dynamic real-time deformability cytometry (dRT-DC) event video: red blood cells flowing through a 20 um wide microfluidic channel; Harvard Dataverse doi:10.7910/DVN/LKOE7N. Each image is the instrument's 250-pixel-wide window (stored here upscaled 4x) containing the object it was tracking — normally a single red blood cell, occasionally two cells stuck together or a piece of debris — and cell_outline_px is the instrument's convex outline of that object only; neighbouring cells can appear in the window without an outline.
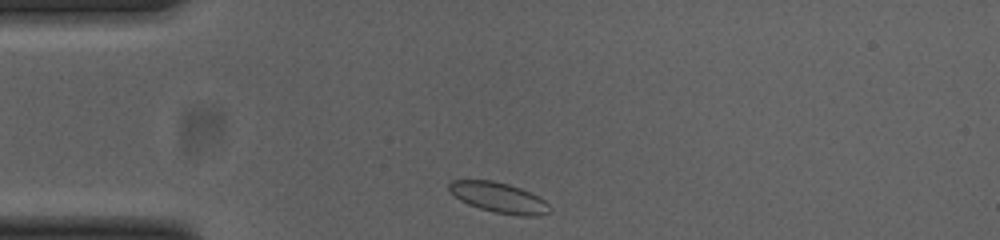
{"species": "common noctule bat (a hibernating species)", "species_latin": "Nyctalus noctula", "temperature_condition": "cold", "stored_images_in_passage": 32, "camera_frame_rate_fps": 3000, "um_per_image_px": 0.085, "animal": {"sex": "female", "body_mass_g": 23.0, "forearm_length_mm": 53.4}, "frame": {"image": 1, "passage_image": 1, "time_ms": 0.0, "image_size_px": [1000, 240], "cell_outline_px": [[552, 212], [540, 216], [520, 216], [496, 212], [480, 208], [468, 204], [460, 200], [448, 188], [448, 184], [452, 180], [492, 180], [508, 184], [520, 188], [544, 200], [552, 208]], "centroid_in_image_um": [42.43, 16.8], "position_along_channel_um": 42.6, "area_um2": 17.63}}
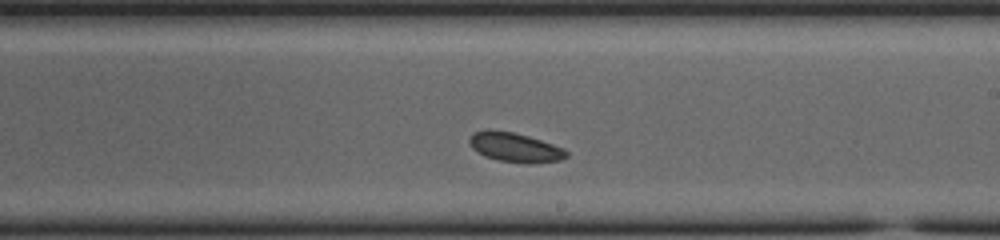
{"frame": {"image": 2, "passage_image": 19, "time_ms": 6.0, "image_size_px": [1000, 240], "cell_outline_px": [[568, 156], [560, 160], [532, 164], [524, 164], [500, 160], [484, 156], [472, 148], [468, 140], [468, 136], [472, 132], [488, 128], [512, 132], [528, 136], [564, 148], [568, 152]], "centroid_in_image_um": [43.74, 12.51], "position_along_channel_um": 245.3, "area_um2": 16.88}}
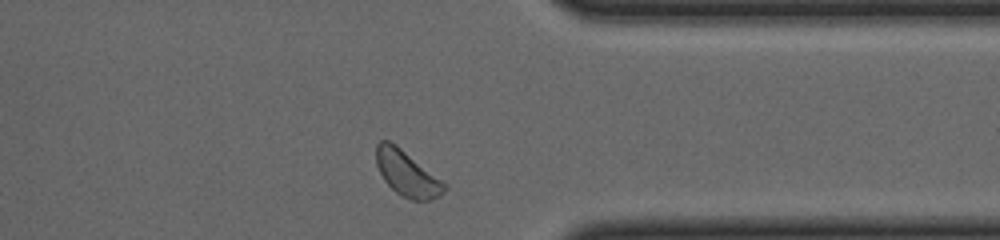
{"frame": {"image": 3, "passage_image": 30, "time_ms": 9.667, "image_size_px": [1000, 240], "cell_outline_px": [[448, 188], [444, 192], [432, 200], [412, 200], [396, 192], [384, 180], [376, 164], [376, 144], [380, 140], [388, 140], [396, 144], [448, 184]], "centroid_in_image_um": [34.62, 14.73], "position_along_channel_um": 376.8, "area_um2": 18.09}}